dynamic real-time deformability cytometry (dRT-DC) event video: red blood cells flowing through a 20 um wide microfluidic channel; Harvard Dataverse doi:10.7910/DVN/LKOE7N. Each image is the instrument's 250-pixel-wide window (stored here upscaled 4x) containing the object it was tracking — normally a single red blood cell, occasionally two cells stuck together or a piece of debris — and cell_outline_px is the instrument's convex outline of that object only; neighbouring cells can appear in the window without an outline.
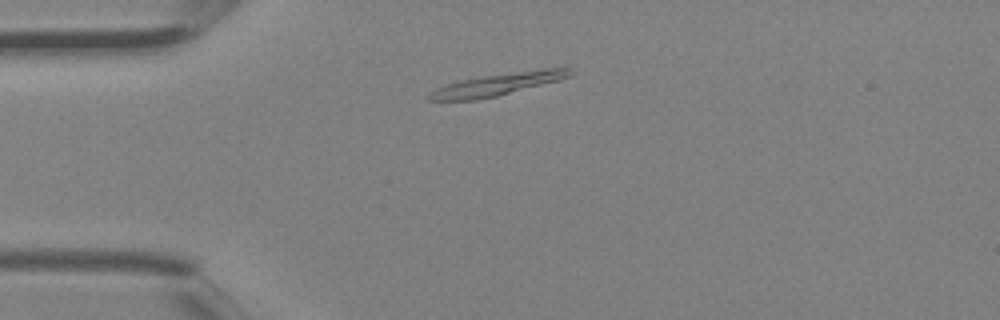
{"species": "Egyptian fruit bat (a non-hibernating species)", "species_latin": "Rousettus aegyptiacus", "temperature_condition": "room temperature", "stored_images_in_passage": 2, "camera_frame_rate_fps": 3000, "um_per_image_px": 0.085, "animal": {"sex": "female"}, "frame": {"image": 1, "passage_image": 1, "time_ms": 0.0, "image_size_px": [1000, 320], "cell_outline_px": [[572, 72], [568, 76], [556, 80], [496, 96], [476, 100], [428, 100], [428, 92], [444, 84], [460, 80], [480, 76], [544, 68], [572, 68]], "centroid_in_image_um": [42.17, 7.16], "position_along_channel_um": 42.8, "area_um2": 17.92}}
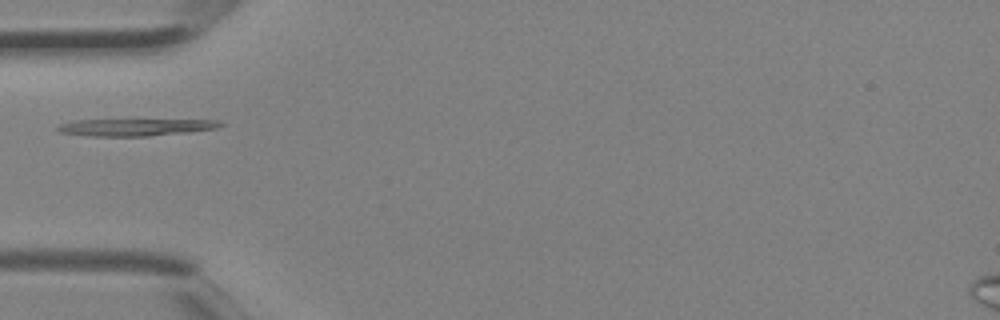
{"frame": {"image": 2, "passage_image": 2, "time_ms": 0.333, "image_size_px": [1000, 320], "cell_outline_px": [[224, 124], [216, 128], [188, 132], [148, 136], [92, 136], [60, 132], [56, 128], [60, 124], [76, 120], [220, 120]], "centroid_in_image_um": [11.52, 10.81], "position_along_channel_um": 73.5, "area_um2": 15.95}}